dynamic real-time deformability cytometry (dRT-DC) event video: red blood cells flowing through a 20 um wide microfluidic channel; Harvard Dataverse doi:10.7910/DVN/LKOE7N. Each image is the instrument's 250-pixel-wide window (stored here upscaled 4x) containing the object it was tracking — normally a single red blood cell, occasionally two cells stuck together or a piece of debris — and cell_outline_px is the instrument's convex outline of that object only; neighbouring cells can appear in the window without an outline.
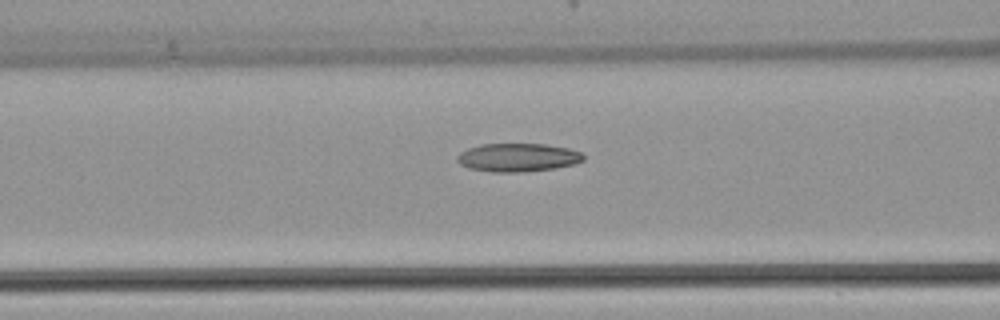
{"species": "common noctule bat (a hibernating species)", "species_latin": "Nyctalus noctula", "temperature_condition": "warm", "stored_images_in_passage": 36, "camera_frame_rate_fps": 3000, "um_per_image_px": 0.085, "animal": {"sex": "female", "body_mass_g": 22.7, "forearm_length_mm": 54.2}, "frame": {"image": 1, "passage_image": 18, "time_ms": 5.667, "image_size_px": [1000, 320], "cell_outline_px": [[584, 160], [572, 164], [552, 168], [524, 172], [492, 172], [468, 168], [460, 164], [456, 160], [456, 156], [460, 152], [468, 148], [480, 144], [544, 144], [568, 148], [584, 152]], "centroid_in_image_um": [43.99, 13.38], "position_along_channel_um": 122.6, "area_um2": 20.92}}
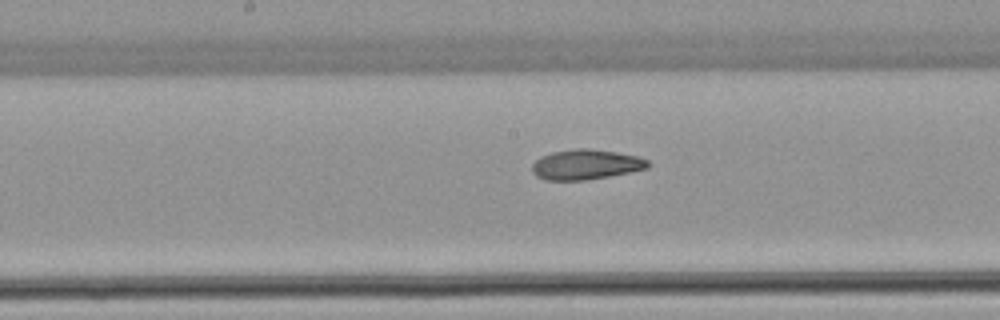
{"frame": {"image": 2, "passage_image": 23, "time_ms": 7.333, "image_size_px": [1000, 320], "cell_outline_px": [[652, 164], [648, 168], [608, 176], [584, 180], [544, 180], [536, 176], [532, 172], [532, 164], [540, 156], [552, 152], [576, 148], [588, 148], [616, 152], [636, 156], [648, 160]], "centroid_in_image_um": [49.78, 13.98], "position_along_channel_um": 198.4, "area_um2": 20.29}}
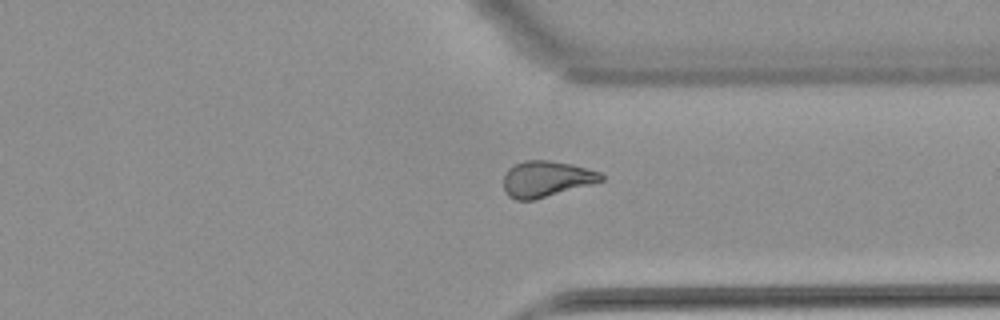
{"frame": {"image": 3, "passage_image": 34, "time_ms": 11.0, "image_size_px": [1000, 320], "cell_outline_px": [[604, 180], [592, 184], [532, 200], [516, 200], [508, 196], [504, 188], [504, 176], [508, 168], [524, 160], [548, 160], [572, 164], [600, 172], [604, 176]], "centroid_in_image_um": [46.43, 15.2], "position_along_channel_um": 365.0, "area_um2": 20.35}}